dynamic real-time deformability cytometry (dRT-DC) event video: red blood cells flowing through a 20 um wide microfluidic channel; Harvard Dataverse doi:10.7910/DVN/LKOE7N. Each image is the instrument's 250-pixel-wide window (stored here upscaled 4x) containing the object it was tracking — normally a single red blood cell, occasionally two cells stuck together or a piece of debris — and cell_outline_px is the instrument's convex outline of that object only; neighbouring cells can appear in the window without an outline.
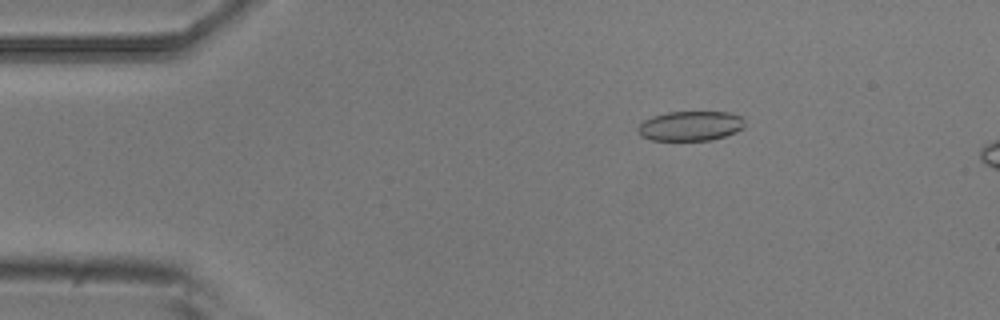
{"species": "common noctule bat (a hibernating species)", "species_latin": "Nyctalus noctula", "temperature_condition": "room temperature", "stored_images_in_passage": 4, "camera_frame_rate_fps": 3000, "um_per_image_px": 0.085, "animal": {"sex": "male", "body_mass_g": 20.5, "forearm_length_mm": 52.5}, "frame": {"image": 1, "passage_image": 3, "time_ms": 0.667, "image_size_px": [1000, 320], "cell_outline_px": [[744, 128], [736, 132], [712, 140], [652, 140], [640, 136], [636, 128], [644, 120], [652, 116], [668, 112], [728, 112], [744, 116]], "centroid_in_image_um": [58.7, 10.7], "position_along_channel_um": 26.3, "area_um2": 18.67}}